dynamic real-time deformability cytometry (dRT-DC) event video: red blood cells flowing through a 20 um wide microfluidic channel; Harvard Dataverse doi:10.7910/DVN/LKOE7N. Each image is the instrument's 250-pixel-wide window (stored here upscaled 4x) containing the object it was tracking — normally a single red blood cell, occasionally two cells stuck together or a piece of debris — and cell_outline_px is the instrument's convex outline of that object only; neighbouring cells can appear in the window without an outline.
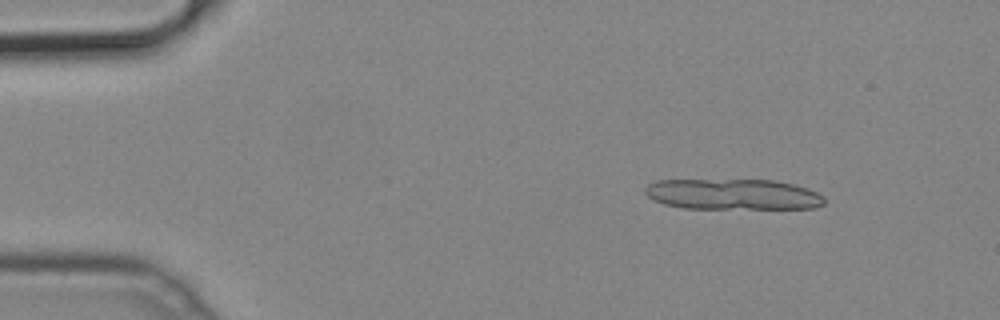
{"species": "common noctule bat (a hibernating species)", "species_latin": "Nyctalus noctula", "temperature_condition": "cold", "stored_images_in_passage": 9, "camera_frame_rate_fps": 3000, "um_per_image_px": 0.085, "animal": {"sex": "male", "body_mass_g": 19.2, "forearm_length_mm": 51.8}, "frame": {"image": 1, "passage_image": 3, "time_ms": 0.667, "image_size_px": [1000, 320], "cell_outline_px": [[824, 204], [816, 208], [684, 208], [664, 204], [652, 200], [644, 192], [644, 188], [648, 184], [656, 180], [776, 180], [808, 188], [824, 196]], "centroid_in_image_um": [62.28, 16.51], "position_along_channel_um": 22.7, "area_um2": 32.19}}